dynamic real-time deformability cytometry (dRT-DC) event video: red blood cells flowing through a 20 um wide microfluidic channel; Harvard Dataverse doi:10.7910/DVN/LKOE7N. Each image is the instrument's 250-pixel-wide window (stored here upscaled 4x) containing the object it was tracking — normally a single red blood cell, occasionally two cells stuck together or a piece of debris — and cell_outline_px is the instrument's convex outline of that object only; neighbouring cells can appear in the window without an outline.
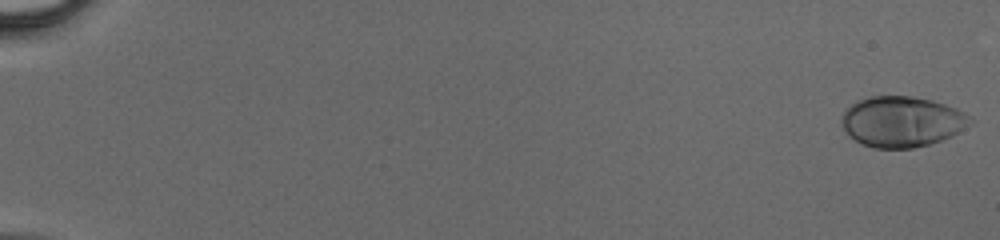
{"species": "human", "species_latin": "Homo sapiens", "temperature_condition": "cold", "stored_images_in_passage": 47, "camera_frame_rate_fps": 3000, "um_per_image_px": 0.085, "donor": {"sex": "male"}, "frame": {"image": 1, "passage_image": 1, "time_ms": 0.0, "image_size_px": [1000, 240], "cell_outline_px": [[976, 120], [972, 124], [952, 136], [928, 144], [912, 148], [876, 148], [864, 144], [848, 136], [840, 124], [840, 120], [844, 112], [856, 100], [872, 96], [912, 96], [932, 100], [956, 108], [972, 116]], "centroid_in_image_um": [76.68, 10.33], "position_along_channel_um": 8.3, "area_um2": 38.15}}
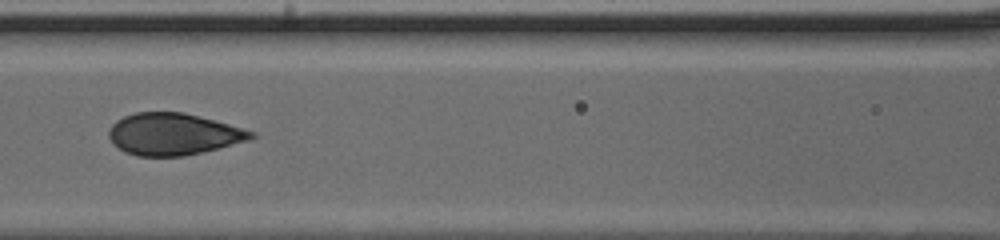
{"frame": {"image": 2, "passage_image": 24, "time_ms": 7.667, "image_size_px": [1000, 240], "cell_outline_px": [[256, 136], [252, 140], [184, 156], [136, 156], [124, 152], [112, 144], [108, 136], [108, 128], [116, 120], [124, 116], [136, 112], [184, 112], [228, 124], [256, 132]], "centroid_in_image_um": [14.71, 11.4], "position_along_channel_um": 151.9, "area_um2": 34.91}}
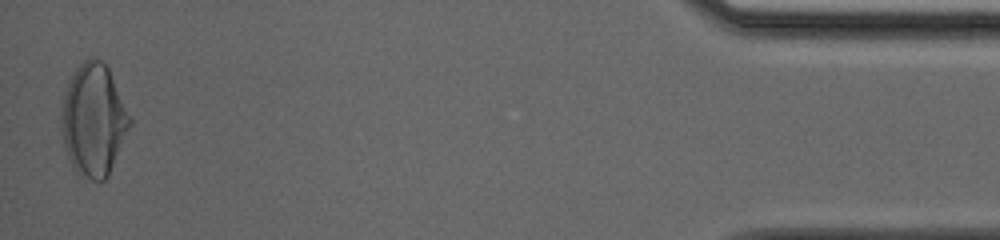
{"frame": {"image": 3, "passage_image": 47, "time_ms": 15.333, "image_size_px": [1000, 240], "cell_outline_px": [[132, 124], [108, 176], [104, 180], [92, 180], [80, 176], [76, 172], [64, 148], [60, 128], [64, 96], [68, 84], [76, 68], [84, 60], [92, 56], [100, 60], [108, 68], [132, 120]], "centroid_in_image_um": [7.95, 10.22], "position_along_channel_um": 427.2, "area_um2": 44.45}}